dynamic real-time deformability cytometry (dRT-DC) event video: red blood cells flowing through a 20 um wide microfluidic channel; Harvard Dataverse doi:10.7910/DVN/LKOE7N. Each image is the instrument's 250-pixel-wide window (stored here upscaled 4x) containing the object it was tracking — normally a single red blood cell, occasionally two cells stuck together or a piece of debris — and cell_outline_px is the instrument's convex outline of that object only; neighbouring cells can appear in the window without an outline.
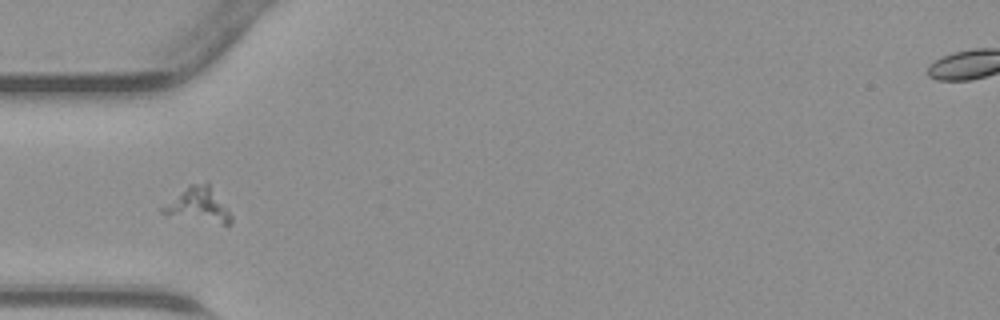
{"species": "common noctule bat (a hibernating species)", "species_latin": "Nyctalus noctula", "temperature_condition": "warm", "stored_images_in_passage": 32, "camera_frame_rate_fps": 3000, "um_per_image_px": 0.085, "animal": {"sex": "male", "body_mass_g": 23.1, "forearm_length_mm": 52.7}, "frame": {"image": 1, "passage_image": 1, "time_ms": 0.0, "image_size_px": [1000, 320], "cell_outline_px": [[232, 220], [228, 224], [224, 224], [160, 212], [160, 208], [188, 184], [208, 180], [232, 216]], "centroid_in_image_um": [16.88, 17.34], "position_along_channel_um": 68.1, "area_um2": 13.41}}
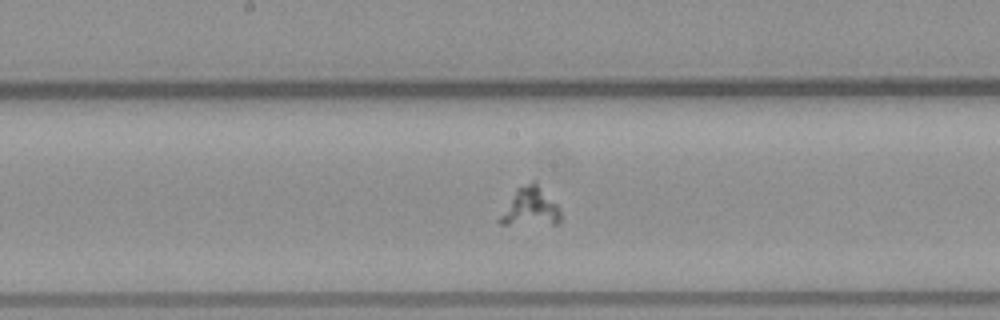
{"frame": {"image": 2, "passage_image": 10, "time_ms": 3.0, "image_size_px": [1000, 320], "cell_outline_px": [[560, 224], [500, 224], [496, 220], [516, 188], [532, 180], [560, 208]], "centroid_in_image_um": [45.03, 17.62], "position_along_channel_um": 203.2, "area_um2": 13.53}}
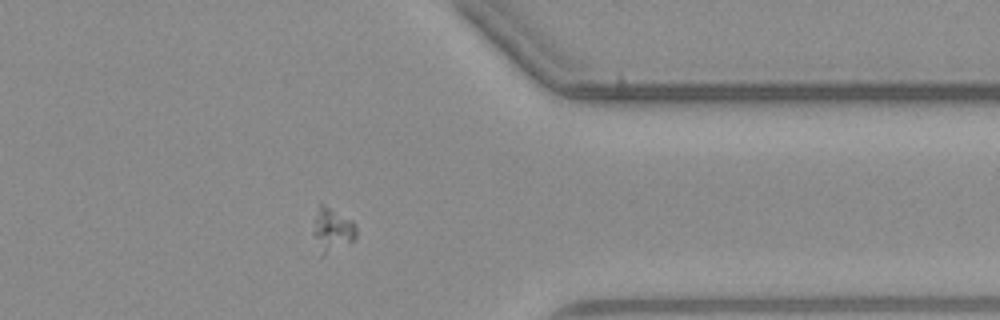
{"frame": {"image": 3, "passage_image": 23, "time_ms": 7.333, "image_size_px": [1000, 320], "cell_outline_px": [[356, 236], [352, 240], [324, 256], [320, 256], [312, 232], [312, 220], [320, 204], [324, 204], [352, 220], [356, 224]], "centroid_in_image_um": [28.19, 19.53], "position_along_channel_um": 383.2, "area_um2": 11.1}}